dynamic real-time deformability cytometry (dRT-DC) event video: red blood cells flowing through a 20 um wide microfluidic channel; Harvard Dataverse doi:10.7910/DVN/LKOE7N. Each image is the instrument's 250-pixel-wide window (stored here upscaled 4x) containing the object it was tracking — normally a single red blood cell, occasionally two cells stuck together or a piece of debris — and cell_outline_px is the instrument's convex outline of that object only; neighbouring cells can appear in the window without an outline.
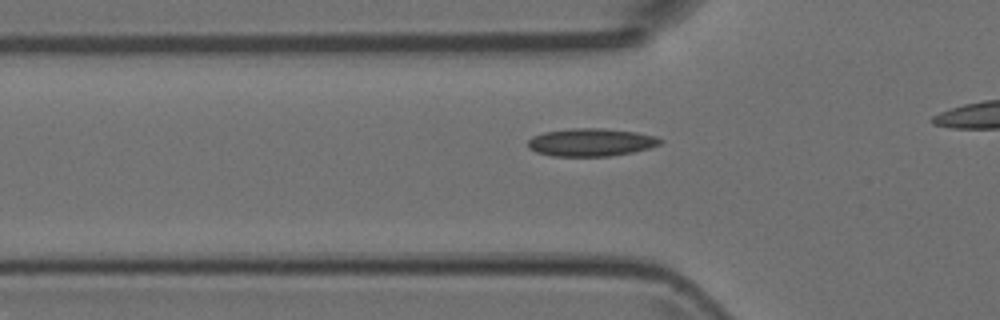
{"species": "Egyptian fruit bat (a non-hibernating species)", "species_latin": "Rousettus aegyptiacus", "temperature_condition": "room temperature", "stored_images_in_passage": 24, "camera_frame_rate_fps": 3000, "um_per_image_px": 0.085, "animal": {"sex": "female"}, "frame": {"image": 1, "passage_image": 6, "time_ms": 1.667, "image_size_px": [1000, 320], "cell_outline_px": [[664, 140], [660, 144], [652, 148], [632, 152], [608, 156], [552, 156], [536, 152], [528, 148], [528, 140], [532, 136], [544, 132], [572, 128], [600, 128], [636, 132], [656, 136]], "centroid_in_image_um": [50.24, 12.09], "position_along_channel_um": 75.6, "area_um2": 21.56}}
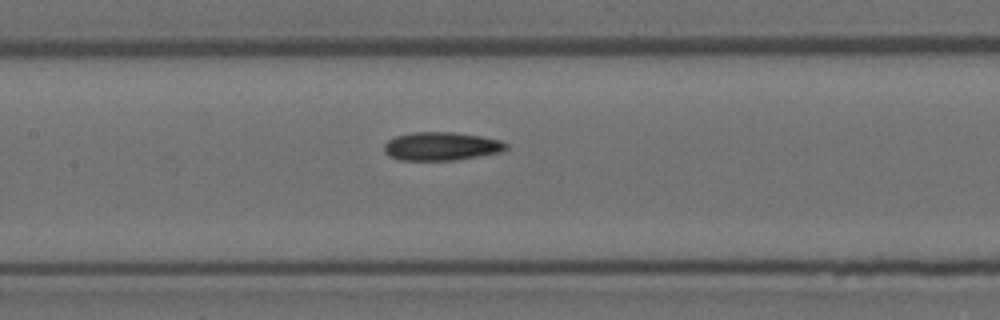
{"frame": {"image": 2, "passage_image": 13, "time_ms": 4.0, "image_size_px": [1000, 320], "cell_outline_px": [[508, 148], [500, 152], [456, 160], [400, 160], [388, 156], [384, 152], [384, 144], [388, 140], [396, 136], [412, 132], [452, 132], [480, 136], [500, 140], [508, 144]], "centroid_in_image_um": [37.49, 12.43], "position_along_channel_um": 169.9, "area_um2": 20.17}}
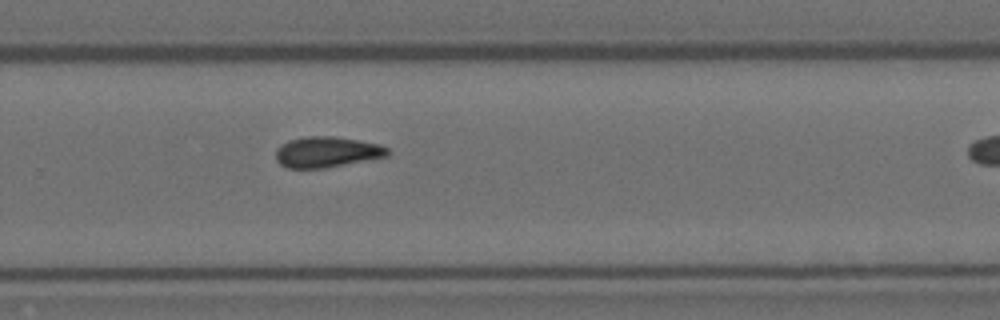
{"frame": {"image": 3, "passage_image": 23, "time_ms": 7.333, "image_size_px": [1000, 320], "cell_outline_px": [[388, 156], [372, 160], [324, 168], [288, 168], [280, 164], [276, 160], [276, 148], [280, 144], [288, 140], [308, 136], [336, 136], [380, 144], [388, 148]], "centroid_in_image_um": [27.79, 12.92], "position_along_channel_um": 302.0, "area_um2": 20.29}}